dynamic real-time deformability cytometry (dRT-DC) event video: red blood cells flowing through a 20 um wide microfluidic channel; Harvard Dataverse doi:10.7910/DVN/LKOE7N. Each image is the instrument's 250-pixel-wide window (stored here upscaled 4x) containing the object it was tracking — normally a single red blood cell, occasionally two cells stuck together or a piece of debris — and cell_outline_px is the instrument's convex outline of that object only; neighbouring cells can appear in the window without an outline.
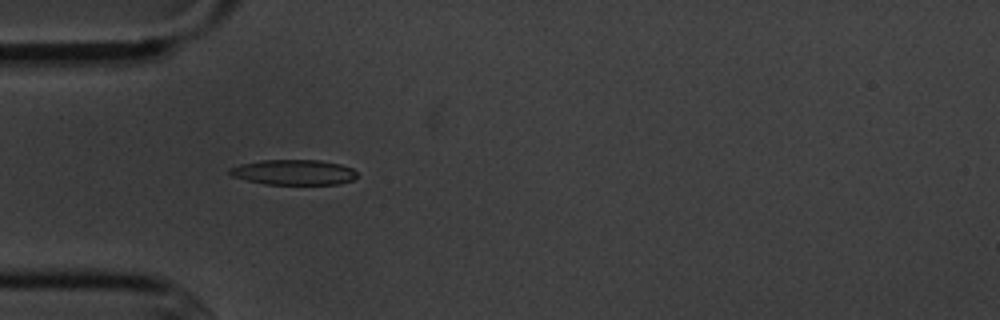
{"species": "common noctule bat (a hibernating species)", "species_latin": "Nyctalus noctula", "temperature_condition": "cold", "stored_images_in_passage": 9, "camera_frame_rate_fps": 3000, "um_per_image_px": 0.085, "animal": {"sex": "male", "body_mass_g": 20.1, "forearm_length_mm": 53.5}, "frame": {"image": 1, "passage_image": 4, "time_ms": 3.667, "image_size_px": [1000, 320], "cell_outline_px": [[356, 176], [352, 180], [340, 184], [264, 184], [232, 176], [228, 172], [228, 168], [240, 164], [260, 160], [320, 160], [340, 164], [352, 168], [356, 172]], "centroid_in_image_um": [24.95, 14.64], "position_along_channel_um": 60.1, "area_um2": 18.73}}
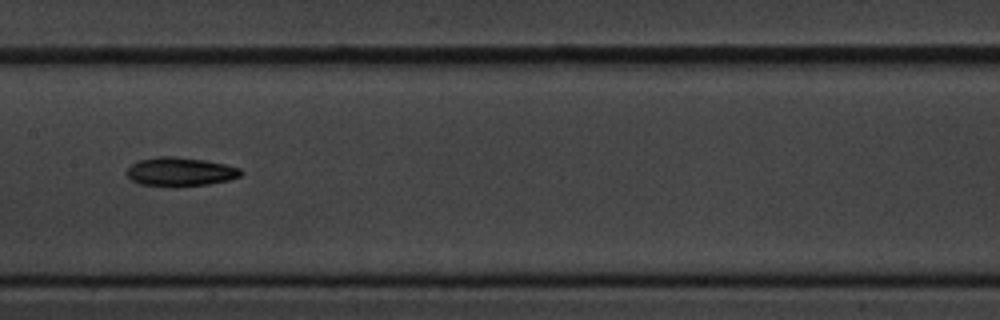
{"frame": {"image": 2, "passage_image": 7, "time_ms": 7.333, "image_size_px": [1000, 320], "cell_outline_px": [[244, 172], [240, 176], [228, 180], [208, 184], [172, 188], [140, 184], [132, 180], [128, 176], [128, 168], [132, 164], [140, 160], [156, 156], [176, 156], [204, 160], [224, 164], [240, 168]], "centroid_in_image_um": [15.32, 14.61], "position_along_channel_um": 192.1, "area_um2": 19.36}}
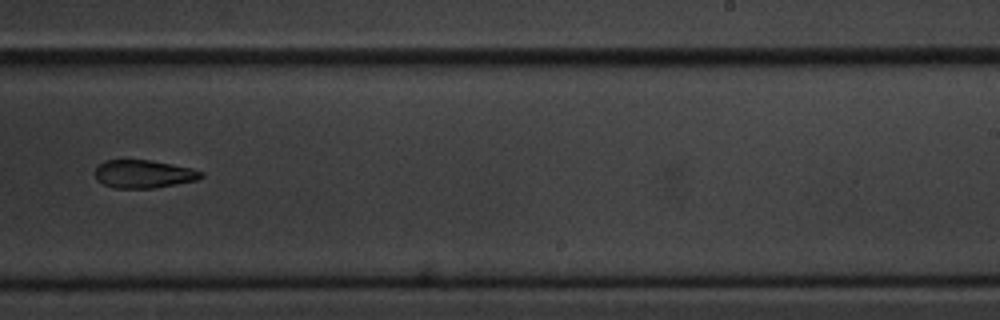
{"frame": {"image": 3, "passage_image": 9, "time_ms": 9.667, "image_size_px": [1000, 320], "cell_outline_px": [[204, 176], [196, 180], [152, 188], [116, 188], [104, 184], [96, 180], [96, 168], [100, 164], [108, 160], [148, 160], [172, 164], [192, 168], [204, 172]], "centroid_in_image_um": [12.23, 14.79], "position_along_channel_um": 276.8, "area_um2": 17.11}}